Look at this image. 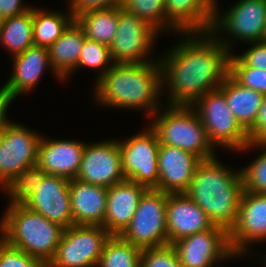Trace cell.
<instances>
[{"label": "cell", "instance_id": "cell-1", "mask_svg": "<svg viewBox=\"0 0 266 267\" xmlns=\"http://www.w3.org/2000/svg\"><path fill=\"white\" fill-rule=\"evenodd\" d=\"M185 35L187 39L158 60L162 85L167 84L170 91L167 105L192 106L218 89L229 74L230 40L218 38L212 30Z\"/></svg>", "mask_w": 266, "mask_h": 267}, {"label": "cell", "instance_id": "cell-2", "mask_svg": "<svg viewBox=\"0 0 266 267\" xmlns=\"http://www.w3.org/2000/svg\"><path fill=\"white\" fill-rule=\"evenodd\" d=\"M95 83L96 100L104 106L142 108L150 116L162 112L158 100L164 86L158 60L149 63H113Z\"/></svg>", "mask_w": 266, "mask_h": 267}, {"label": "cell", "instance_id": "cell-3", "mask_svg": "<svg viewBox=\"0 0 266 267\" xmlns=\"http://www.w3.org/2000/svg\"><path fill=\"white\" fill-rule=\"evenodd\" d=\"M224 166L216 156L201 160L185 194L207 214L214 226L230 233L237 224L244 188L241 169L234 171Z\"/></svg>", "mask_w": 266, "mask_h": 267}, {"label": "cell", "instance_id": "cell-4", "mask_svg": "<svg viewBox=\"0 0 266 267\" xmlns=\"http://www.w3.org/2000/svg\"><path fill=\"white\" fill-rule=\"evenodd\" d=\"M1 218V238L9 245L47 264L55 256L64 227L23 204L9 205Z\"/></svg>", "mask_w": 266, "mask_h": 267}, {"label": "cell", "instance_id": "cell-5", "mask_svg": "<svg viewBox=\"0 0 266 267\" xmlns=\"http://www.w3.org/2000/svg\"><path fill=\"white\" fill-rule=\"evenodd\" d=\"M165 112L154 117L151 127L156 131L160 144L180 148L196 155L200 160L215 157V147L196 110L192 106L168 105ZM214 147V148H213Z\"/></svg>", "mask_w": 266, "mask_h": 267}, {"label": "cell", "instance_id": "cell-6", "mask_svg": "<svg viewBox=\"0 0 266 267\" xmlns=\"http://www.w3.org/2000/svg\"><path fill=\"white\" fill-rule=\"evenodd\" d=\"M166 202V192L147 189L140 197L130 224L120 236L141 250L168 245Z\"/></svg>", "mask_w": 266, "mask_h": 267}, {"label": "cell", "instance_id": "cell-7", "mask_svg": "<svg viewBox=\"0 0 266 267\" xmlns=\"http://www.w3.org/2000/svg\"><path fill=\"white\" fill-rule=\"evenodd\" d=\"M192 107L198 113L213 146L242 150L249 144L247 132L236 121L225 95L219 89L207 92Z\"/></svg>", "mask_w": 266, "mask_h": 267}, {"label": "cell", "instance_id": "cell-8", "mask_svg": "<svg viewBox=\"0 0 266 267\" xmlns=\"http://www.w3.org/2000/svg\"><path fill=\"white\" fill-rule=\"evenodd\" d=\"M110 236L102 226L73 225L65 228L48 267H97Z\"/></svg>", "mask_w": 266, "mask_h": 267}, {"label": "cell", "instance_id": "cell-9", "mask_svg": "<svg viewBox=\"0 0 266 267\" xmlns=\"http://www.w3.org/2000/svg\"><path fill=\"white\" fill-rule=\"evenodd\" d=\"M147 129L118 144L125 179L155 189L159 181L160 142L156 131L151 126Z\"/></svg>", "mask_w": 266, "mask_h": 267}, {"label": "cell", "instance_id": "cell-10", "mask_svg": "<svg viewBox=\"0 0 266 267\" xmlns=\"http://www.w3.org/2000/svg\"><path fill=\"white\" fill-rule=\"evenodd\" d=\"M41 134L9 121L0 134V185L5 188L26 168L37 165Z\"/></svg>", "mask_w": 266, "mask_h": 267}, {"label": "cell", "instance_id": "cell-11", "mask_svg": "<svg viewBox=\"0 0 266 267\" xmlns=\"http://www.w3.org/2000/svg\"><path fill=\"white\" fill-rule=\"evenodd\" d=\"M158 33L147 21L118 6L116 35L109 46L113 63L153 62L146 58Z\"/></svg>", "mask_w": 266, "mask_h": 267}, {"label": "cell", "instance_id": "cell-12", "mask_svg": "<svg viewBox=\"0 0 266 267\" xmlns=\"http://www.w3.org/2000/svg\"><path fill=\"white\" fill-rule=\"evenodd\" d=\"M171 245L181 267H213L218 261L236 258L230 246L229 233L216 226L179 239Z\"/></svg>", "mask_w": 266, "mask_h": 267}, {"label": "cell", "instance_id": "cell-13", "mask_svg": "<svg viewBox=\"0 0 266 267\" xmlns=\"http://www.w3.org/2000/svg\"><path fill=\"white\" fill-rule=\"evenodd\" d=\"M220 15L216 6L213 33L222 30L224 34L228 32V35L249 43L265 40L266 0H240Z\"/></svg>", "mask_w": 266, "mask_h": 267}, {"label": "cell", "instance_id": "cell-14", "mask_svg": "<svg viewBox=\"0 0 266 267\" xmlns=\"http://www.w3.org/2000/svg\"><path fill=\"white\" fill-rule=\"evenodd\" d=\"M75 179L106 188L125 180L118 140L86 144Z\"/></svg>", "mask_w": 266, "mask_h": 267}, {"label": "cell", "instance_id": "cell-15", "mask_svg": "<svg viewBox=\"0 0 266 267\" xmlns=\"http://www.w3.org/2000/svg\"><path fill=\"white\" fill-rule=\"evenodd\" d=\"M262 240H266V194L243 190L237 224L229 233L231 249L237 257L247 255L248 247Z\"/></svg>", "mask_w": 266, "mask_h": 267}, {"label": "cell", "instance_id": "cell-16", "mask_svg": "<svg viewBox=\"0 0 266 267\" xmlns=\"http://www.w3.org/2000/svg\"><path fill=\"white\" fill-rule=\"evenodd\" d=\"M69 183L67 178L46 175L23 205L64 228L73 226Z\"/></svg>", "mask_w": 266, "mask_h": 267}, {"label": "cell", "instance_id": "cell-17", "mask_svg": "<svg viewBox=\"0 0 266 267\" xmlns=\"http://www.w3.org/2000/svg\"><path fill=\"white\" fill-rule=\"evenodd\" d=\"M207 214L185 193H167L168 245L195 233L212 229Z\"/></svg>", "mask_w": 266, "mask_h": 267}, {"label": "cell", "instance_id": "cell-18", "mask_svg": "<svg viewBox=\"0 0 266 267\" xmlns=\"http://www.w3.org/2000/svg\"><path fill=\"white\" fill-rule=\"evenodd\" d=\"M201 160L180 148L160 144L158 153L159 181L156 190L166 193H185Z\"/></svg>", "mask_w": 266, "mask_h": 267}, {"label": "cell", "instance_id": "cell-19", "mask_svg": "<svg viewBox=\"0 0 266 267\" xmlns=\"http://www.w3.org/2000/svg\"><path fill=\"white\" fill-rule=\"evenodd\" d=\"M85 146L76 140H47L41 137L37 165L47 175L75 179Z\"/></svg>", "mask_w": 266, "mask_h": 267}, {"label": "cell", "instance_id": "cell-20", "mask_svg": "<svg viewBox=\"0 0 266 267\" xmlns=\"http://www.w3.org/2000/svg\"><path fill=\"white\" fill-rule=\"evenodd\" d=\"M146 190L144 185L126 179L109 187L102 227L111 235H120L130 224Z\"/></svg>", "mask_w": 266, "mask_h": 267}, {"label": "cell", "instance_id": "cell-21", "mask_svg": "<svg viewBox=\"0 0 266 267\" xmlns=\"http://www.w3.org/2000/svg\"><path fill=\"white\" fill-rule=\"evenodd\" d=\"M217 0H165L167 25L175 32H204L212 29Z\"/></svg>", "mask_w": 266, "mask_h": 267}, {"label": "cell", "instance_id": "cell-22", "mask_svg": "<svg viewBox=\"0 0 266 267\" xmlns=\"http://www.w3.org/2000/svg\"><path fill=\"white\" fill-rule=\"evenodd\" d=\"M13 57V73L0 88L12 101L18 95L36 87L45 68L51 67L48 50L44 47L34 45Z\"/></svg>", "mask_w": 266, "mask_h": 267}, {"label": "cell", "instance_id": "cell-23", "mask_svg": "<svg viewBox=\"0 0 266 267\" xmlns=\"http://www.w3.org/2000/svg\"><path fill=\"white\" fill-rule=\"evenodd\" d=\"M69 193L74 225H103L108 188L71 179Z\"/></svg>", "mask_w": 266, "mask_h": 267}, {"label": "cell", "instance_id": "cell-24", "mask_svg": "<svg viewBox=\"0 0 266 267\" xmlns=\"http://www.w3.org/2000/svg\"><path fill=\"white\" fill-rule=\"evenodd\" d=\"M85 39L84 31L74 20L47 49L51 70L60 81L77 68Z\"/></svg>", "mask_w": 266, "mask_h": 267}, {"label": "cell", "instance_id": "cell-25", "mask_svg": "<svg viewBox=\"0 0 266 267\" xmlns=\"http://www.w3.org/2000/svg\"><path fill=\"white\" fill-rule=\"evenodd\" d=\"M218 89L225 95L236 121L248 132L255 124L264 95L242 86L230 74Z\"/></svg>", "mask_w": 266, "mask_h": 267}, {"label": "cell", "instance_id": "cell-26", "mask_svg": "<svg viewBox=\"0 0 266 267\" xmlns=\"http://www.w3.org/2000/svg\"><path fill=\"white\" fill-rule=\"evenodd\" d=\"M0 43L13 56L34 46L33 6L22 14L6 18L0 25Z\"/></svg>", "mask_w": 266, "mask_h": 267}, {"label": "cell", "instance_id": "cell-27", "mask_svg": "<svg viewBox=\"0 0 266 267\" xmlns=\"http://www.w3.org/2000/svg\"><path fill=\"white\" fill-rule=\"evenodd\" d=\"M75 21L87 39L110 46L116 35L118 7L89 11L79 15Z\"/></svg>", "mask_w": 266, "mask_h": 267}, {"label": "cell", "instance_id": "cell-28", "mask_svg": "<svg viewBox=\"0 0 266 267\" xmlns=\"http://www.w3.org/2000/svg\"><path fill=\"white\" fill-rule=\"evenodd\" d=\"M73 21L70 12H46L33 7L34 45L48 49Z\"/></svg>", "mask_w": 266, "mask_h": 267}, {"label": "cell", "instance_id": "cell-29", "mask_svg": "<svg viewBox=\"0 0 266 267\" xmlns=\"http://www.w3.org/2000/svg\"><path fill=\"white\" fill-rule=\"evenodd\" d=\"M140 256L139 247L127 242L120 235H111L97 267H140Z\"/></svg>", "mask_w": 266, "mask_h": 267}, {"label": "cell", "instance_id": "cell-30", "mask_svg": "<svg viewBox=\"0 0 266 267\" xmlns=\"http://www.w3.org/2000/svg\"><path fill=\"white\" fill-rule=\"evenodd\" d=\"M47 174L38 166L26 168L18 174L5 188L11 199L9 205L23 204L43 181Z\"/></svg>", "mask_w": 266, "mask_h": 267}, {"label": "cell", "instance_id": "cell-31", "mask_svg": "<svg viewBox=\"0 0 266 267\" xmlns=\"http://www.w3.org/2000/svg\"><path fill=\"white\" fill-rule=\"evenodd\" d=\"M165 0H123L121 7L147 21L159 33L170 30L165 16Z\"/></svg>", "mask_w": 266, "mask_h": 267}, {"label": "cell", "instance_id": "cell-32", "mask_svg": "<svg viewBox=\"0 0 266 267\" xmlns=\"http://www.w3.org/2000/svg\"><path fill=\"white\" fill-rule=\"evenodd\" d=\"M263 148L257 159L241 169L244 191L266 194V142L249 143L242 150Z\"/></svg>", "mask_w": 266, "mask_h": 267}, {"label": "cell", "instance_id": "cell-33", "mask_svg": "<svg viewBox=\"0 0 266 267\" xmlns=\"http://www.w3.org/2000/svg\"><path fill=\"white\" fill-rule=\"evenodd\" d=\"M229 74L242 86L266 95V69L247 66L237 55L230 54Z\"/></svg>", "mask_w": 266, "mask_h": 267}, {"label": "cell", "instance_id": "cell-34", "mask_svg": "<svg viewBox=\"0 0 266 267\" xmlns=\"http://www.w3.org/2000/svg\"><path fill=\"white\" fill-rule=\"evenodd\" d=\"M112 65L113 61L111 59L109 46L87 38L84 40L77 63V69L80 66L102 69L100 71V75L97 78L98 80L112 67Z\"/></svg>", "mask_w": 266, "mask_h": 267}, {"label": "cell", "instance_id": "cell-35", "mask_svg": "<svg viewBox=\"0 0 266 267\" xmlns=\"http://www.w3.org/2000/svg\"><path fill=\"white\" fill-rule=\"evenodd\" d=\"M0 267H48V264L9 245L0 237Z\"/></svg>", "mask_w": 266, "mask_h": 267}, {"label": "cell", "instance_id": "cell-36", "mask_svg": "<svg viewBox=\"0 0 266 267\" xmlns=\"http://www.w3.org/2000/svg\"><path fill=\"white\" fill-rule=\"evenodd\" d=\"M140 267H181L174 247L169 244L141 250Z\"/></svg>", "mask_w": 266, "mask_h": 267}, {"label": "cell", "instance_id": "cell-37", "mask_svg": "<svg viewBox=\"0 0 266 267\" xmlns=\"http://www.w3.org/2000/svg\"><path fill=\"white\" fill-rule=\"evenodd\" d=\"M123 0H70L69 12L74 20L84 13L121 6Z\"/></svg>", "mask_w": 266, "mask_h": 267}, {"label": "cell", "instance_id": "cell-38", "mask_svg": "<svg viewBox=\"0 0 266 267\" xmlns=\"http://www.w3.org/2000/svg\"><path fill=\"white\" fill-rule=\"evenodd\" d=\"M253 45L242 55H237L247 66L266 69V40L251 42Z\"/></svg>", "mask_w": 266, "mask_h": 267}, {"label": "cell", "instance_id": "cell-39", "mask_svg": "<svg viewBox=\"0 0 266 267\" xmlns=\"http://www.w3.org/2000/svg\"><path fill=\"white\" fill-rule=\"evenodd\" d=\"M249 143L266 142V95L254 126L247 132Z\"/></svg>", "mask_w": 266, "mask_h": 267}, {"label": "cell", "instance_id": "cell-40", "mask_svg": "<svg viewBox=\"0 0 266 267\" xmlns=\"http://www.w3.org/2000/svg\"><path fill=\"white\" fill-rule=\"evenodd\" d=\"M23 0H0V12L4 19L10 18L29 10L31 7H23Z\"/></svg>", "mask_w": 266, "mask_h": 267}, {"label": "cell", "instance_id": "cell-41", "mask_svg": "<svg viewBox=\"0 0 266 267\" xmlns=\"http://www.w3.org/2000/svg\"><path fill=\"white\" fill-rule=\"evenodd\" d=\"M12 100L9 99L0 89V134L3 132L5 125L9 122L6 117L7 108Z\"/></svg>", "mask_w": 266, "mask_h": 267}, {"label": "cell", "instance_id": "cell-42", "mask_svg": "<svg viewBox=\"0 0 266 267\" xmlns=\"http://www.w3.org/2000/svg\"><path fill=\"white\" fill-rule=\"evenodd\" d=\"M5 19L3 18V16L1 15V12H0V25L2 24V22L4 21Z\"/></svg>", "mask_w": 266, "mask_h": 267}]
</instances>
